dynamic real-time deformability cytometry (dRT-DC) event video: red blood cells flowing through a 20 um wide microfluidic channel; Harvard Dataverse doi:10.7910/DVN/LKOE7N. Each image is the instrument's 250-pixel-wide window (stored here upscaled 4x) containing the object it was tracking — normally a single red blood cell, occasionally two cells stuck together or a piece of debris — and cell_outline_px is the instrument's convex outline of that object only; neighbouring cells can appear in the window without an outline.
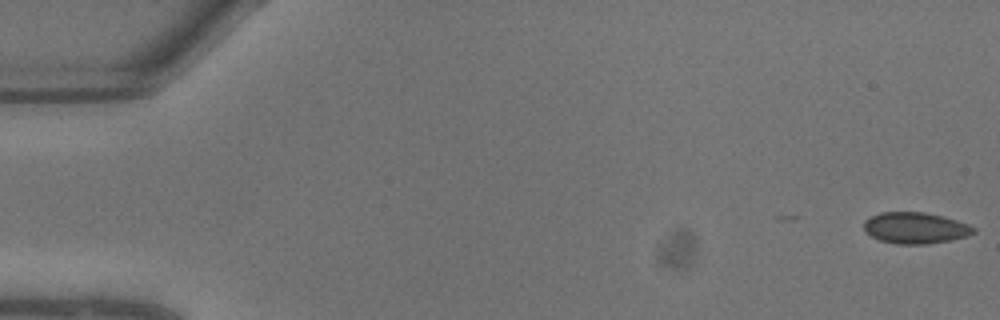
{"species": "common noctule bat (a hibernating species)", "species_latin": "Nyctalus noctula", "temperature_condition": "warm", "stored_images_in_passage": 6, "camera_frame_rate_fps": 3000, "um_per_image_px": 0.085, "animal": {"sex": "male", "body_mass_g": 13.3}, "frame": {"image": 1, "passage_image": 1, "time_ms": 0.0, "image_size_px": [1000, 320], "cell_outline_px": [[976, 232], [968, 236], [952, 240], [928, 244], [896, 244], [880, 240], [872, 236], [864, 228], [864, 220], [880, 212], [924, 212], [944, 216], [968, 224], [976, 228]], "centroid_in_image_um": [77.85, 19.38], "position_along_channel_um": 7.2, "area_um2": 20.06}}